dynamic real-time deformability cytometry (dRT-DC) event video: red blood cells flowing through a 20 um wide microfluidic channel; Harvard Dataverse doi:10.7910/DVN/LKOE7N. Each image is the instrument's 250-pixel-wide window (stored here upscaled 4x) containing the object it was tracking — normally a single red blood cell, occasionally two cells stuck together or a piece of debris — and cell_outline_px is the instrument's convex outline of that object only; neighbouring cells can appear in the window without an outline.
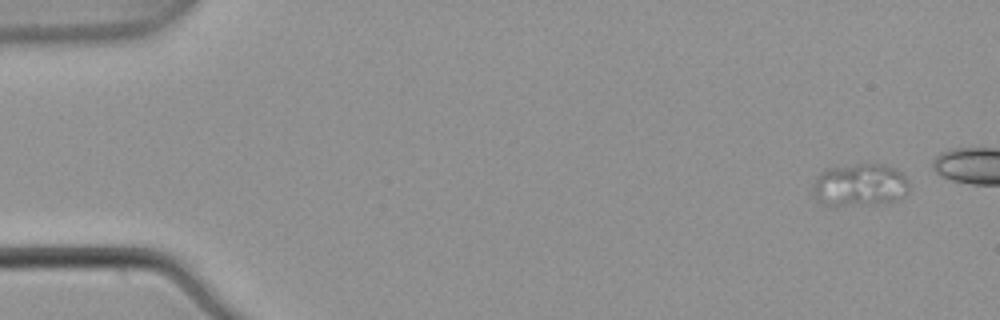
{"species": "common noctule bat (a hibernating species)", "species_latin": "Nyctalus noctula", "temperature_condition": "warm", "stored_images_in_passage": 6, "camera_frame_rate_fps": 3000, "um_per_image_px": 0.085, "animal": {"sex": "male", "body_mass_g": 21.5, "forearm_length_mm": 52.0}, "frame": {"image": 1, "passage_image": 1, "time_ms": 0.0, "image_size_px": [1000, 320], "cell_outline_px": [[908, 192], [900, 200], [872, 204], [832, 208], [816, 200], [812, 196], [812, 188], [820, 172], [824, 168], [856, 164], [884, 164], [896, 168], [908, 180]], "centroid_in_image_um": [73.05, 15.75], "position_along_channel_um": 12.0, "area_um2": 24.68}}
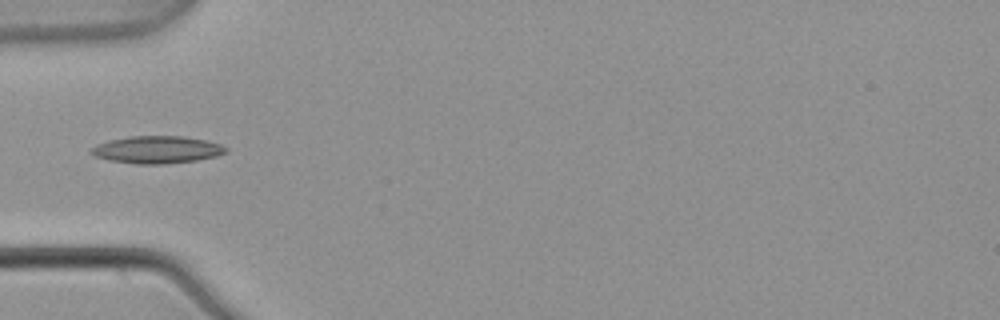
{"frame": {"image": 2, "passage_image": 6, "time_ms": 1.667, "image_size_px": [1000, 320], "cell_outline_px": [[228, 152], [216, 156], [196, 160], [164, 164], [136, 164], [108, 160], [92, 156], [88, 152], [96, 144], [108, 140], [128, 136], [184, 136], [204, 140], [220, 144], [228, 148]], "centroid_in_image_um": [13.3, 12.72], "position_along_channel_um": 71.7, "area_um2": 21.68}}